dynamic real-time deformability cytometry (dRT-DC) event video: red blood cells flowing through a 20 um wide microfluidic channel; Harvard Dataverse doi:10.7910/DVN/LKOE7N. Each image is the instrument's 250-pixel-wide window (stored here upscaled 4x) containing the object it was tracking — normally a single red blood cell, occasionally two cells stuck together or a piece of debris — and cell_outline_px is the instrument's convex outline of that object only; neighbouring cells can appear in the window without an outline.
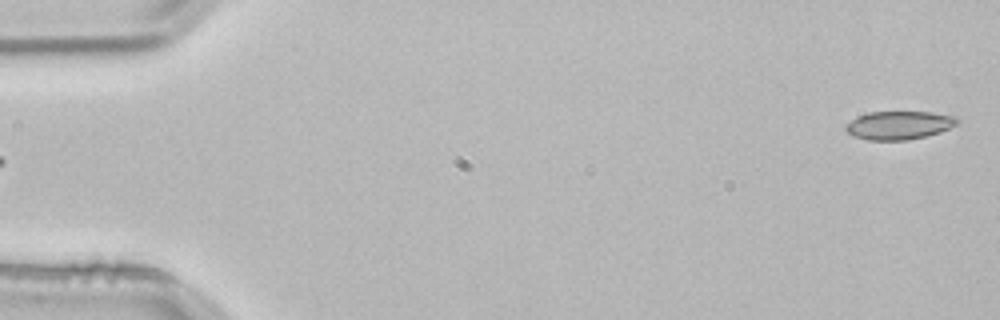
{"species": "common noctule bat (a hibernating species)", "species_latin": "Nyctalus noctula", "temperature_condition": "room temperature", "stored_images_in_passage": 4, "segment_of_instrument_passage": [2, 2], "camera_frame_rate_fps": 3000, "um_per_image_px": 0.085, "animal": {"sex": "male", "body_mass_g": 21.5, "forearm_length_mm": 52.0}, "frame": {"image": 1, "passage_image": 4, "time_ms": 1.0, "image_size_px": [1000, 320], "cell_outline_px": [[960, 120], [956, 124], [940, 132], [908, 140], [868, 140], [852, 136], [844, 128], [856, 116], [868, 112], [932, 112], [956, 116]], "centroid_in_image_um": [76.41, 10.64], "position_along_channel_um": 8.6, "area_um2": 18.38}}